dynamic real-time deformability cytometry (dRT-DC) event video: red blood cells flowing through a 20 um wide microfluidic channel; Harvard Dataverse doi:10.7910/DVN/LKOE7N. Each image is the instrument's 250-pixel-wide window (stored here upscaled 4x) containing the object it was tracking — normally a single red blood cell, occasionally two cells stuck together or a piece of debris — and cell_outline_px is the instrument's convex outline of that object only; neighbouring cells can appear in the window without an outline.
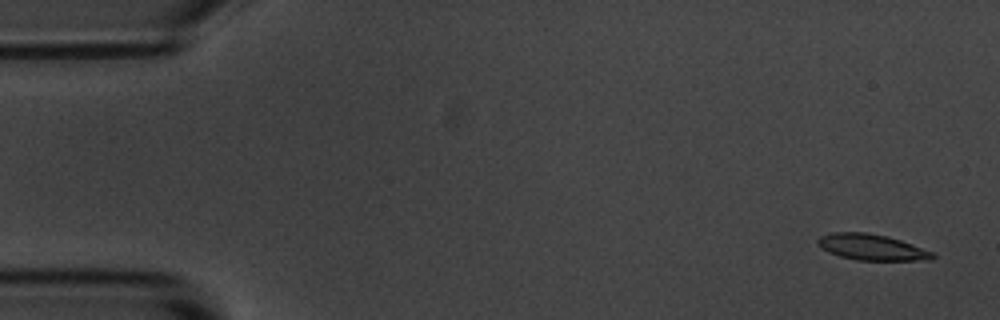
{"species": "common noctule bat (a hibernating species)", "species_latin": "Nyctalus noctula", "temperature_condition": "room temperature", "stored_images_in_passage": 8, "camera_frame_rate_fps": 3000, "um_per_image_px": 0.085, "animal": {"sex": "male", "body_mass_g": 20.1, "forearm_length_mm": 53.5}, "frame": {"image": 1, "passage_image": 1, "time_ms": 0.0, "image_size_px": [1000, 320], "cell_outline_px": [[936, 256], [932, 260], [856, 260], [840, 256], [828, 252], [816, 240], [820, 236], [832, 232], [864, 232], [888, 236], [912, 244], [932, 252]], "centroid_in_image_um": [74.11, 21.01], "position_along_channel_um": 10.9, "area_um2": 17.22}}
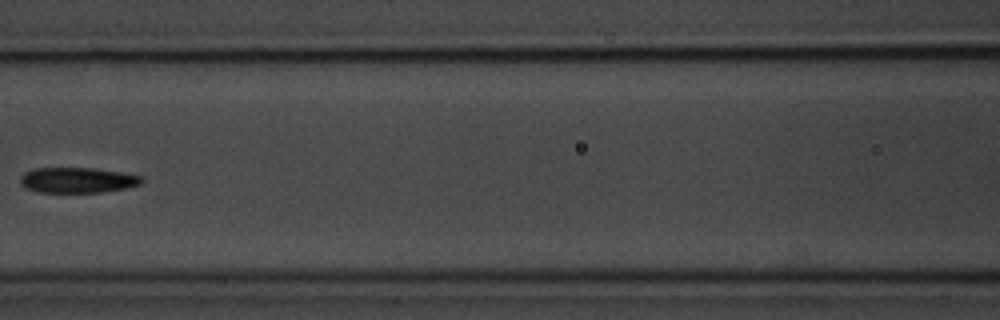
{"frame": {"image": 2, "passage_image": 7, "time_ms": 2.0, "image_size_px": [1000, 320], "cell_outline_px": [[144, 180], [140, 184], [128, 188], [104, 192], [40, 192], [28, 188], [20, 184], [20, 176], [24, 172], [32, 168], [92, 168], [120, 172], [140, 176]], "centroid_in_image_um": [6.57, 15.31], "position_along_channel_um": 160.0, "area_um2": 17.98}}
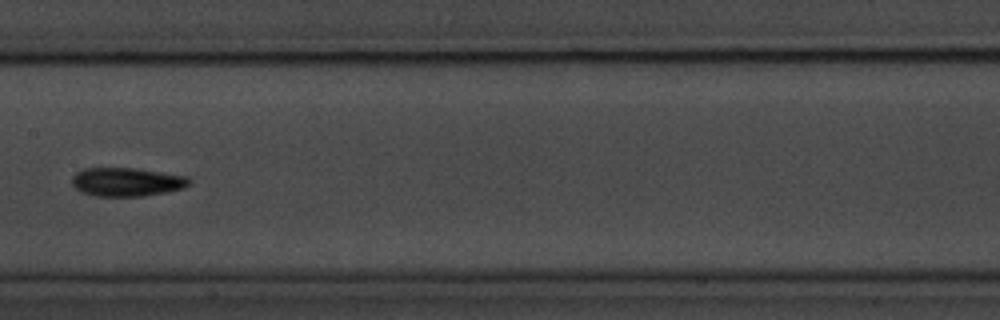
{"frame": {"image": 3, "passage_image": 8, "time_ms": 2.333, "image_size_px": [1000, 320], "cell_outline_px": [[192, 180], [184, 188], [168, 192], [144, 196], [96, 196], [80, 192], [72, 184], [72, 176], [76, 172], [84, 168], [132, 168], [188, 176]], "centroid_in_image_um": [10.77, 15.47], "position_along_channel_um": 196.6, "area_um2": 19.65}}